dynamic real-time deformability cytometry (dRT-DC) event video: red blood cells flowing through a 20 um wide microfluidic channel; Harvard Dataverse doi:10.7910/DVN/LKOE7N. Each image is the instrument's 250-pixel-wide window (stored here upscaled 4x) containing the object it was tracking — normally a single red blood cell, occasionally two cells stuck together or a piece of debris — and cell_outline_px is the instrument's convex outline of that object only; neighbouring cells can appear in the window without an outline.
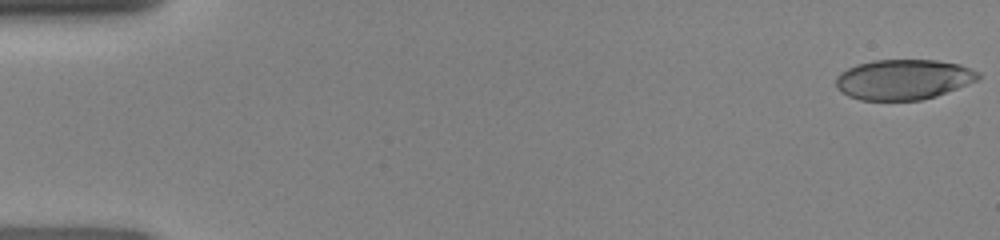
{"species": "human", "species_latin": "Homo sapiens", "temperature_condition": "room temperature", "stored_images_in_passage": 48, "camera_frame_rate_fps": 3000, "um_per_image_px": 0.085, "donor": {"sex": "female"}, "frame": {"image": 1, "passage_image": 1, "time_ms": 0.0, "image_size_px": [1000, 240], "cell_outline_px": [[980, 76], [976, 80], [936, 96], [920, 100], [860, 100], [848, 96], [840, 92], [836, 88], [836, 76], [840, 72], [856, 64], [872, 60], [936, 60], [960, 64], [980, 72]], "centroid_in_image_um": [76.74, 6.75], "position_along_channel_um": 8.3, "area_um2": 33.41}}
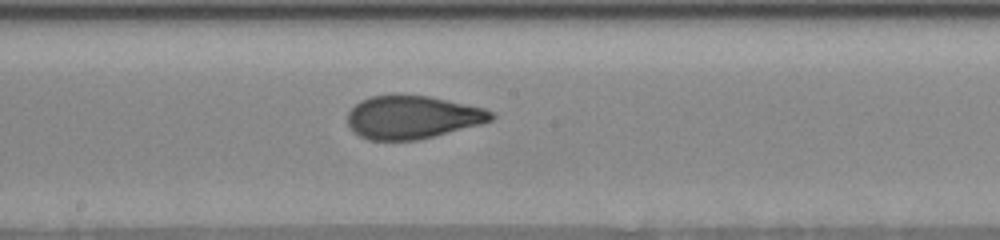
{"frame": {"image": 2, "passage_image": 26, "time_ms": 8.333, "image_size_px": [1000, 240], "cell_outline_px": [[496, 116], [492, 120], [484, 124], [420, 140], [368, 140], [352, 132], [348, 124], [348, 112], [360, 100], [372, 96], [428, 96], [484, 108], [496, 112]], "centroid_in_image_um": [35.1, 9.99], "position_along_channel_um": 213.1, "area_um2": 36.18}}
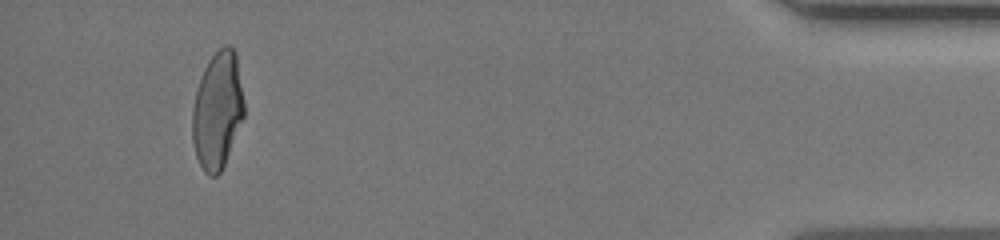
{"frame": {"image": 3, "passage_image": 45, "time_ms": 14.667, "image_size_px": [1000, 240], "cell_outline_px": [[244, 116], [224, 164], [220, 172], [216, 176], [208, 176], [204, 172], [196, 156], [192, 140], [192, 108], [196, 92], [204, 68], [208, 60], [224, 44], [228, 44], [236, 52], [244, 100]], "centroid_in_image_um": [18.48, 9.37], "position_along_channel_um": 416.7, "area_um2": 35.26}}